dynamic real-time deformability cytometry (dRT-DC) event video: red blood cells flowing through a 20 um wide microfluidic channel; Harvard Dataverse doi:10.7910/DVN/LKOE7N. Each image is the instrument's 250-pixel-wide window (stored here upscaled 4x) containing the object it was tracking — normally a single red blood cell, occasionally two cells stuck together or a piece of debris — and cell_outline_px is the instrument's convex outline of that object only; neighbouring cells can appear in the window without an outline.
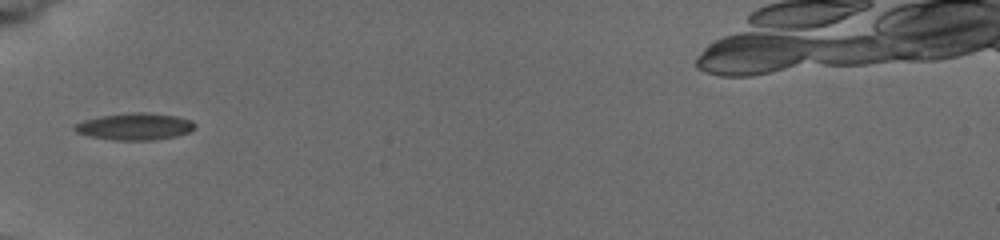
{"species": "common noctule bat (a hibernating species)", "species_latin": "Nyctalus noctula", "temperature_condition": "cold", "stored_images_in_passage": 3, "camera_frame_rate_fps": 3000, "um_per_image_px": 0.085, "animal": {"sex": "female", "body_mass_g": 19.5, "forearm_length_mm": 54.1}, "frame": {"image": 1, "passage_image": 2, "time_ms": 1.0, "image_size_px": [1000, 240], "cell_outline_px": [[196, 128], [188, 132], [176, 136], [152, 140], [112, 140], [92, 136], [76, 132], [72, 128], [76, 124], [84, 120], [100, 116], [132, 112], [144, 112], [176, 116], [192, 120], [196, 124]], "centroid_in_image_um": [11.49, 10.75], "position_along_channel_um": 73.5, "area_um2": 18.79}}
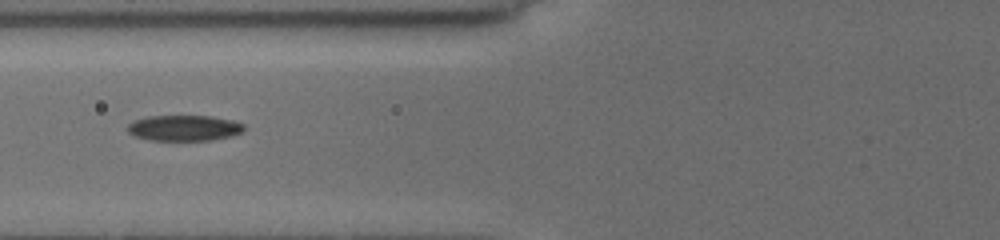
{"frame": {"image": 2, "passage_image": 3, "time_ms": 2.0, "image_size_px": [1000, 240], "cell_outline_px": [[244, 132], [232, 136], [212, 140], [148, 140], [136, 136], [128, 132], [128, 124], [136, 120], [148, 116], [212, 116], [232, 120], [244, 124]], "centroid_in_image_um": [15.69, 10.88], "position_along_channel_um": 110.1, "area_um2": 17.46}}